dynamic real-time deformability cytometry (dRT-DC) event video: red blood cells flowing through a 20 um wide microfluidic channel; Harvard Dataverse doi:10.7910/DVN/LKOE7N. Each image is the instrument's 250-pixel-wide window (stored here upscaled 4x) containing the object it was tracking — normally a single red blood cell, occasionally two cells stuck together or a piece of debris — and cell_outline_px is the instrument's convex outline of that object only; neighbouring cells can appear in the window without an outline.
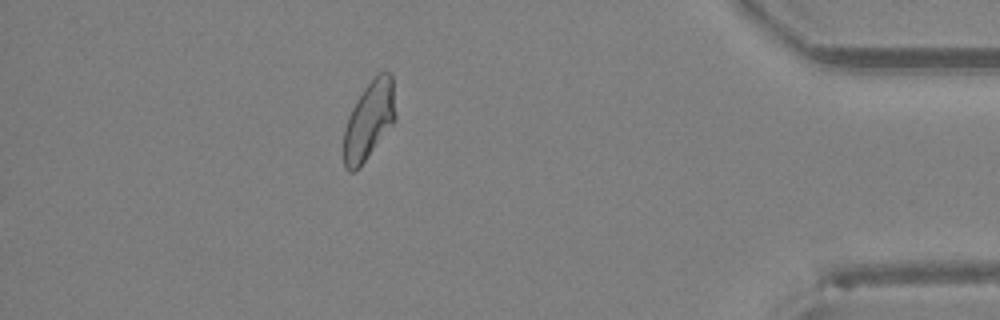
{"species": "Egyptian fruit bat (a non-hibernating species)", "species_latin": "Rousettus aegyptiacus", "temperature_condition": "room temperature", "stored_images_in_passage": 30, "camera_frame_rate_fps": 3000, "um_per_image_px": 0.085, "animal": {"sex": "female"}, "frame": {"image": 1, "passage_image": 30, "time_ms": 9.667, "image_size_px": [1000, 320], "cell_outline_px": [[396, 120], [356, 172], [348, 172], [344, 168], [344, 128], [348, 116], [356, 100], [364, 88], [380, 72], [392, 72], [396, 116]], "centroid_in_image_um": [31.37, 10.25], "position_along_channel_um": 403.8, "area_um2": 23.64}}